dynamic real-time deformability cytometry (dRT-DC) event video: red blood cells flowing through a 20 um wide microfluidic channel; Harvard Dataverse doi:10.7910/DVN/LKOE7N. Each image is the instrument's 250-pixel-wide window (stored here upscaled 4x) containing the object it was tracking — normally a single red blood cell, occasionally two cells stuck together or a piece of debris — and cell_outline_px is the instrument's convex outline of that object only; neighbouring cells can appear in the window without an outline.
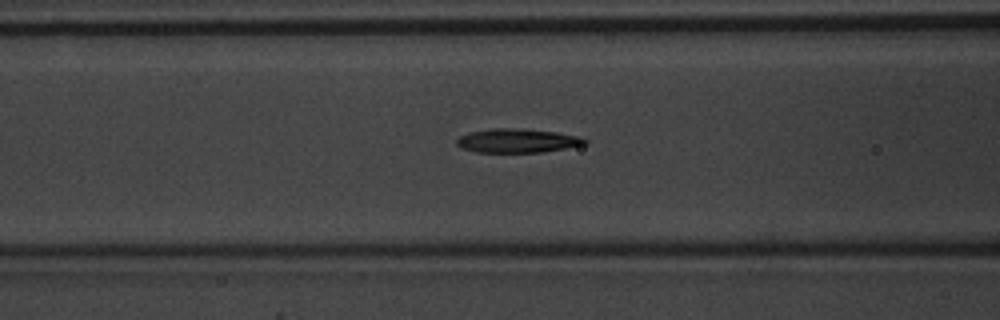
{"species": "common noctule bat (a hibernating species)", "species_latin": "Nyctalus noctula", "temperature_condition": "warm", "stored_images_in_passage": 37, "camera_frame_rate_fps": 3000, "um_per_image_px": 0.085, "animal": {"sex": "male", "body_mass_g": 20.1, "forearm_length_mm": 53.5}, "frame": {"image": 1, "passage_image": 14, "time_ms": 4.333, "image_size_px": [1000, 320], "cell_outline_px": [[588, 144], [540, 152], [476, 152], [460, 148], [456, 144], [456, 140], [460, 136], [468, 132], [492, 128], [524, 128], [556, 132], [584, 136], [588, 140]], "centroid_in_image_um": [44.0, 11.94], "position_along_channel_um": 122.6, "area_um2": 18.15}}
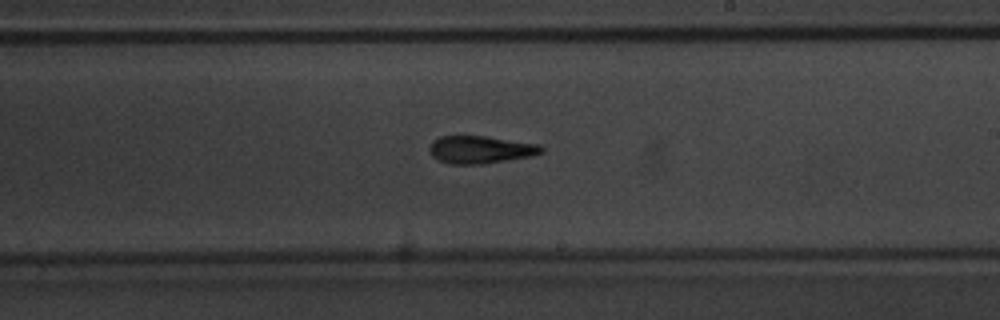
{"frame": {"image": 2, "passage_image": 23, "time_ms": 7.333, "image_size_px": [1000, 320], "cell_outline_px": [[544, 152], [532, 156], [480, 164], [448, 164], [432, 156], [428, 148], [432, 140], [440, 136], [484, 136], [540, 144], [544, 148]], "centroid_in_image_um": [40.83, 12.71], "position_along_channel_um": 248.2, "area_um2": 18.03}}
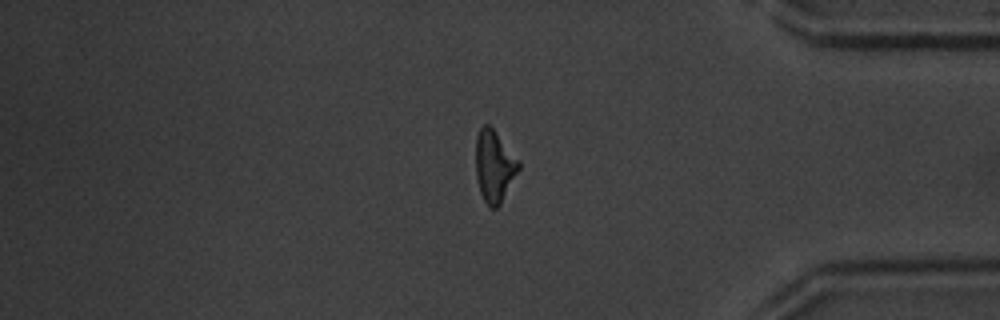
{"frame": {"image": 3, "passage_image": 35, "time_ms": 11.333, "image_size_px": [1000, 320], "cell_outline_px": [[520, 168], [500, 204], [496, 208], [488, 208], [480, 192], [476, 176], [476, 136], [480, 128], [484, 124], [488, 124], [492, 128], [520, 160]], "centroid_in_image_um": [42.01, 14.13], "position_along_channel_um": 393.2, "area_um2": 17.92}}